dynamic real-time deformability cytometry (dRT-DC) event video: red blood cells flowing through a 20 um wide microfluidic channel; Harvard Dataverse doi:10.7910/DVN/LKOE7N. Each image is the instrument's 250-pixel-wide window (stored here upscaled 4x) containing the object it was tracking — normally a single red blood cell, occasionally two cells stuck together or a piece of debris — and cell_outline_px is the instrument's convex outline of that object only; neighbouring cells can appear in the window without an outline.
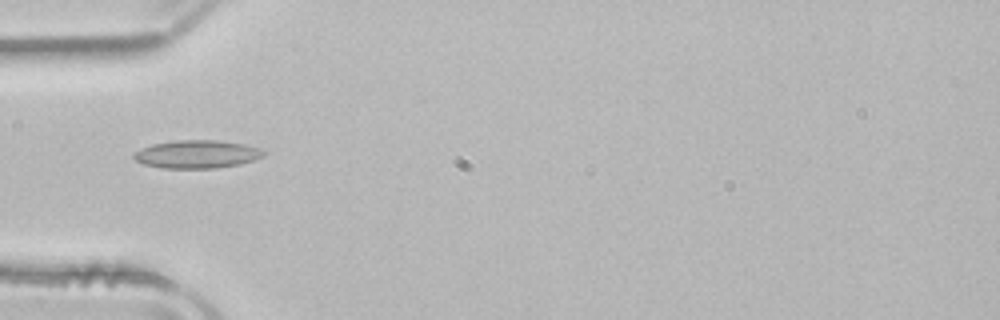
{"species": "common noctule bat (a hibernating species)", "species_latin": "Nyctalus noctula", "temperature_condition": "room temperature", "stored_images_in_passage": 30, "camera_frame_rate_fps": 3000, "um_per_image_px": 0.085, "animal": {"sex": "male", "body_mass_g": 21.5, "forearm_length_mm": 52.0}, "frame": {"image": 1, "passage_image": 2, "time_ms": 0.333, "image_size_px": [1000, 320], "cell_outline_px": [[268, 152], [264, 156], [240, 164], [216, 168], [160, 168], [144, 164], [136, 160], [132, 156], [140, 148], [152, 144], [176, 140], [216, 140], [244, 144], [264, 148]], "centroid_in_image_um": [16.78, 13.1], "position_along_channel_um": 68.2, "area_um2": 21.39}}
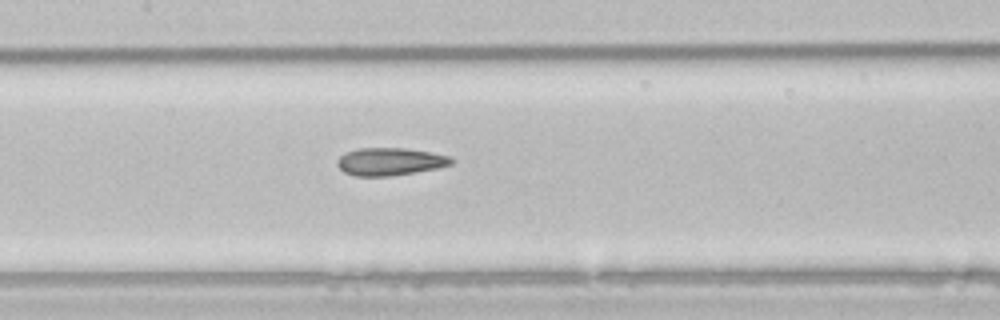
{"frame": {"image": 2, "passage_image": 10, "time_ms": 3.0, "image_size_px": [1000, 320], "cell_outline_px": [[456, 160], [452, 164], [436, 168], [392, 176], [356, 176], [344, 172], [336, 164], [336, 160], [340, 156], [356, 148], [408, 148], [432, 152], [452, 156]], "centroid_in_image_um": [33.18, 13.72], "position_along_channel_um": 174.2, "area_um2": 18.55}}
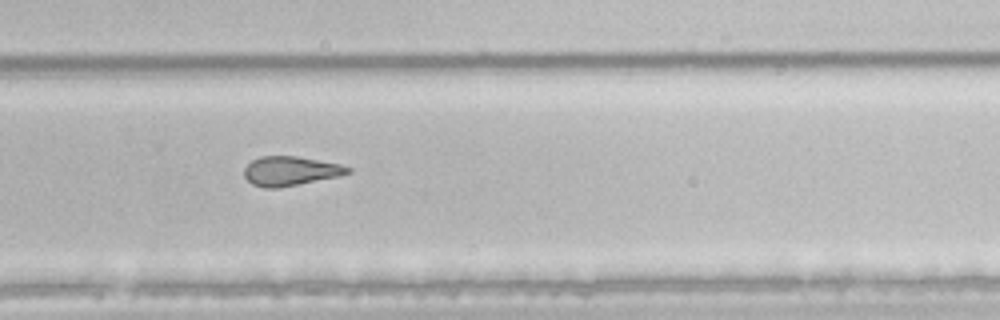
{"frame": {"image": 3, "passage_image": 20, "time_ms": 6.333, "image_size_px": [1000, 320], "cell_outline_px": [[352, 172], [340, 176], [280, 188], [264, 188], [252, 184], [244, 176], [244, 168], [252, 160], [260, 156], [296, 156], [340, 164], [352, 168]], "centroid_in_image_um": [24.69, 14.54], "position_along_channel_um": 305.1, "area_um2": 17.8}, "authors_computed_cell_mechanics": {"area_um2": 18.2648, "velocity_mm_per_s": 3.9454, "shape_relaxation_time_tau1_ms": 7.251, "shape_relaxation_time_tau2_ms": 3.4446, "deformation_change_tau1": 0.1622, "deformation_change_tau2": 0.1246}}